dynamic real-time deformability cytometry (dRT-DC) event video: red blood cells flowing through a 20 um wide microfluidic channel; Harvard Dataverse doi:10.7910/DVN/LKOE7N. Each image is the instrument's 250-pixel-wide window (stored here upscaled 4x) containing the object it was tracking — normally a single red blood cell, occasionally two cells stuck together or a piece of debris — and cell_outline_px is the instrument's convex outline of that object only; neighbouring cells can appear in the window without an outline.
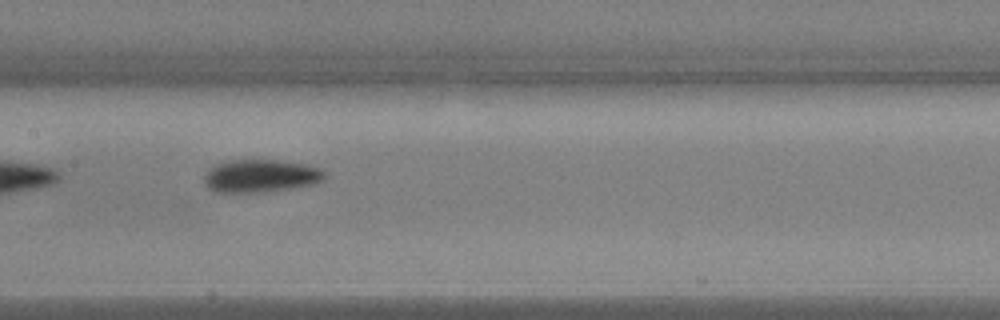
{"species": "common noctule bat (a hibernating species)", "species_latin": "Nyctalus noctula", "temperature_condition": "warm", "stored_images_in_passage": 17, "camera_frame_rate_fps": 3000, "um_per_image_px": 0.085, "animal": {"sex": "male", "body_mass_g": 17.9, "forearm_length_mm": 54.2}, "frame": {"image": 1, "passage_image": 10, "time_ms": 3.0, "image_size_px": [1000, 320], "cell_outline_px": [[328, 176], [324, 180], [316, 184], [260, 192], [216, 192], [208, 188], [204, 184], [204, 176], [216, 164], [224, 160], [276, 160], [308, 164], [324, 168], [328, 172]], "centroid_in_image_um": [22.24, 14.94], "position_along_channel_um": 185.2, "area_um2": 23.35}}